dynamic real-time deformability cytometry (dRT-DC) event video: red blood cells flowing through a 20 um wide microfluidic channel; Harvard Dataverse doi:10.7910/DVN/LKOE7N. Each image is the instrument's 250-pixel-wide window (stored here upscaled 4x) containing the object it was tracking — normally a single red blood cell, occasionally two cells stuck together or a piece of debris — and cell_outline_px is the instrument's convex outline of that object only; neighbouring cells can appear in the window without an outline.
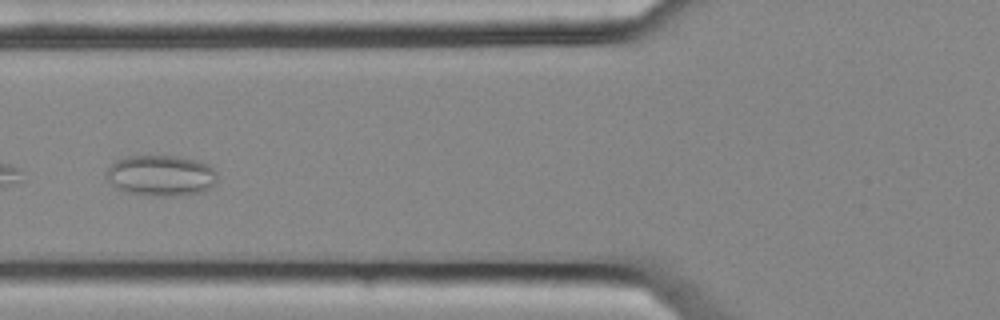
{"species": "common noctule bat (a hibernating species)", "species_latin": "Nyctalus noctula", "temperature_condition": "cold", "stored_images_in_passage": 5, "camera_frame_rate_fps": 3000, "um_per_image_px": 0.085, "animal": {"sex": "female", "body_mass_g": 25.1}, "frame": {"image": 1, "passage_image": 5, "time_ms": 1.333, "image_size_px": [1000, 320], "cell_outline_px": [[216, 184], [212, 188], [204, 192], [180, 196], [156, 196], [128, 192], [120, 188], [108, 180], [104, 172], [116, 160], [128, 156], [180, 156], [212, 164], [216, 172]], "centroid_in_image_um": [13.76, 14.92], "position_along_channel_um": 112.0, "area_um2": 26.7}}